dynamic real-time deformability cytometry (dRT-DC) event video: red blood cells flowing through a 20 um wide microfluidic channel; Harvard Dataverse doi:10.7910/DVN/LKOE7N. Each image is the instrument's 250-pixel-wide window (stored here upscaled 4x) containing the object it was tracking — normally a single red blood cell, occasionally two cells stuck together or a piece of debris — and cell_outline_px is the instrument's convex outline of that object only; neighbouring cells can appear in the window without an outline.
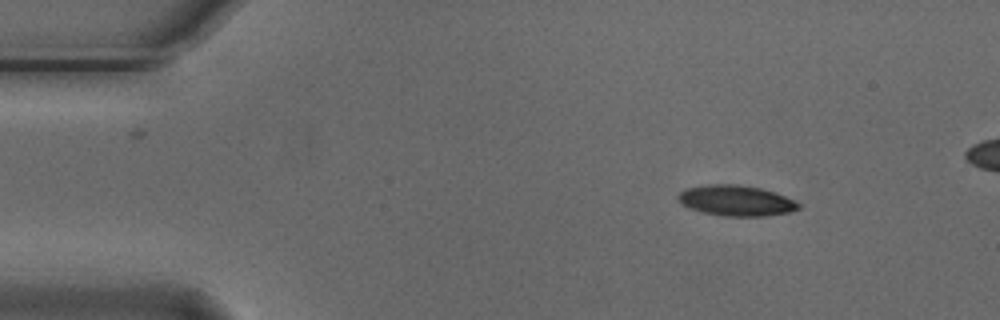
{"species": "Egyptian fruit bat (a non-hibernating species)", "species_latin": "Rousettus aegyptiacus", "temperature_condition": "cold", "stored_images_in_passage": 4, "camera_frame_rate_fps": 3000, "um_per_image_px": 0.085, "animal": {"sex": "male"}, "frame": {"image": 1, "passage_image": 1, "time_ms": 0.0, "image_size_px": [1000, 320], "cell_outline_px": [[800, 208], [792, 212], [764, 216], [724, 216], [704, 212], [688, 208], [680, 204], [676, 200], [676, 196], [684, 188], [708, 184], [736, 184], [760, 188], [776, 192], [796, 200], [800, 204]], "centroid_in_image_um": [62.56, 17.04], "position_along_channel_um": 22.4, "area_um2": 21.85}}